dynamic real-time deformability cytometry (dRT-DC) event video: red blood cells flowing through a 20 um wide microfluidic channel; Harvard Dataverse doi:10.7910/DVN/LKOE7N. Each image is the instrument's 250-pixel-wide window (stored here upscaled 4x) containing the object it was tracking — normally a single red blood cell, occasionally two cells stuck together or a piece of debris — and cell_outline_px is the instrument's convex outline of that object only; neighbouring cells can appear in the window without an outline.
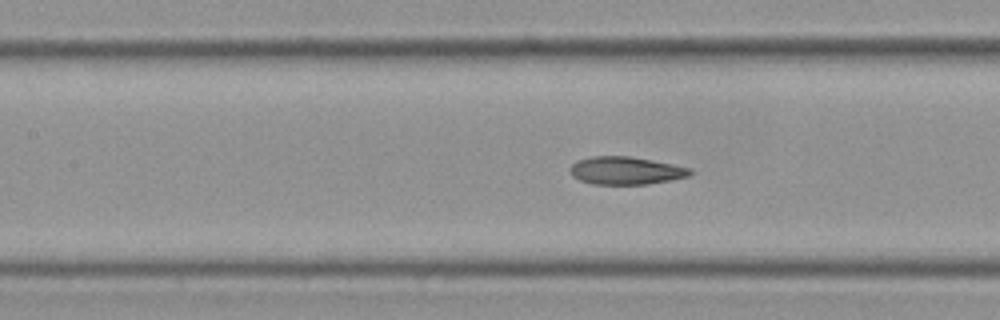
{"species": "Egyptian fruit bat (a non-hibernating species)", "species_latin": "Rousettus aegyptiacus", "temperature_condition": "cold", "stored_images_in_passage": 15, "camera_frame_rate_fps": 3000, "um_per_image_px": 0.085, "frame": {"image": 1, "passage_image": 13, "time_ms": 4.0, "image_size_px": [1000, 320], "cell_outline_px": [[692, 172], [688, 176], [648, 184], [592, 184], [580, 180], [572, 176], [568, 168], [576, 160], [592, 156], [628, 156], [652, 160], [692, 168]], "centroid_in_image_um": [53.14, 14.49], "position_along_channel_um": 154.3, "area_um2": 19.42}}